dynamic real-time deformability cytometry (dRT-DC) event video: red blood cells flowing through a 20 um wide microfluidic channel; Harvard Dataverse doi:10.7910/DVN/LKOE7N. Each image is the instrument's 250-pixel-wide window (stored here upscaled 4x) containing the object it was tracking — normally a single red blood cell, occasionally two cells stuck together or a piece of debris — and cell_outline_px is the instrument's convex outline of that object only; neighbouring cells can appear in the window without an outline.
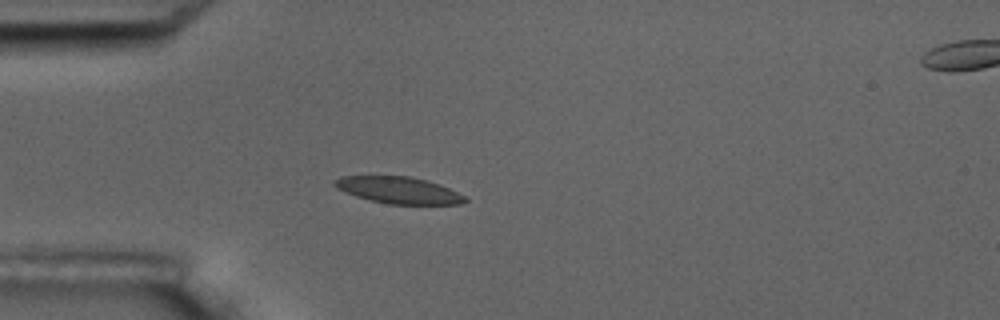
{"species": "common noctule bat (a hibernating species)", "species_latin": "Nyctalus noctula", "temperature_condition": "room temperature", "stored_images_in_passage": 5, "camera_frame_rate_fps": 3000, "um_per_image_px": 0.085, "animal": {"sex": "male", "body_mass_g": 17.5, "forearm_length_mm": 52.3}, "frame": {"image": 1, "passage_image": 4, "time_ms": 4.333, "image_size_px": [1000, 320], "cell_outline_px": [[468, 200], [460, 204], [388, 204], [356, 196], [344, 192], [336, 188], [332, 184], [332, 180], [344, 176], [408, 176], [440, 184], [464, 196]], "centroid_in_image_um": [33.84, 16.16], "position_along_channel_um": 51.2, "area_um2": 20.11}}